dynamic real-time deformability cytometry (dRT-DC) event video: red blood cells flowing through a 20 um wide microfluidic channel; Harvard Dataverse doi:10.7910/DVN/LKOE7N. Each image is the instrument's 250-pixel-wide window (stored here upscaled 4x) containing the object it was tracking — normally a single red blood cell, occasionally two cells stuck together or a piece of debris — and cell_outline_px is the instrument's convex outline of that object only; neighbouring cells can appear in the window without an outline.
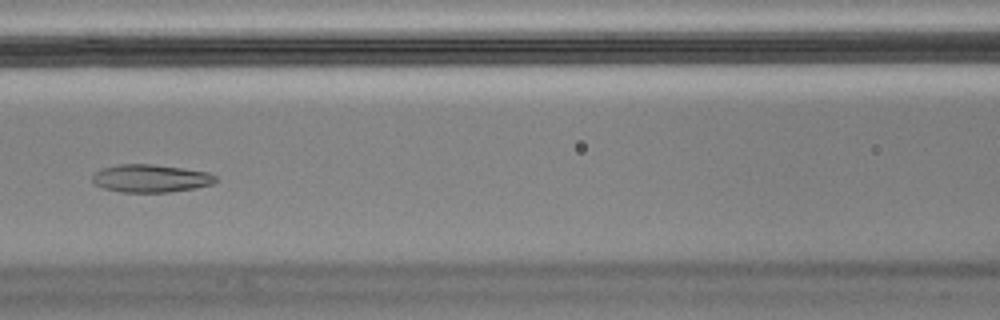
{"species": "Egyptian fruit bat (a non-hibernating species)", "species_latin": "Rousettus aegyptiacus", "temperature_condition": "cold", "stored_images_in_passage": 11, "camera_frame_rate_fps": 3000, "um_per_image_px": 0.085, "animal": {"sex": "male"}, "frame": {"image": 1, "passage_image": 5, "time_ms": 1.333, "image_size_px": [1000, 320], "cell_outline_px": [[216, 180], [212, 184], [196, 188], [168, 192], [124, 192], [104, 188], [92, 184], [92, 176], [100, 168], [120, 164], [152, 164], [184, 168], [208, 172], [216, 176]], "centroid_in_image_um": [12.79, 15.15], "position_along_channel_um": 153.8, "area_um2": 20.06}}